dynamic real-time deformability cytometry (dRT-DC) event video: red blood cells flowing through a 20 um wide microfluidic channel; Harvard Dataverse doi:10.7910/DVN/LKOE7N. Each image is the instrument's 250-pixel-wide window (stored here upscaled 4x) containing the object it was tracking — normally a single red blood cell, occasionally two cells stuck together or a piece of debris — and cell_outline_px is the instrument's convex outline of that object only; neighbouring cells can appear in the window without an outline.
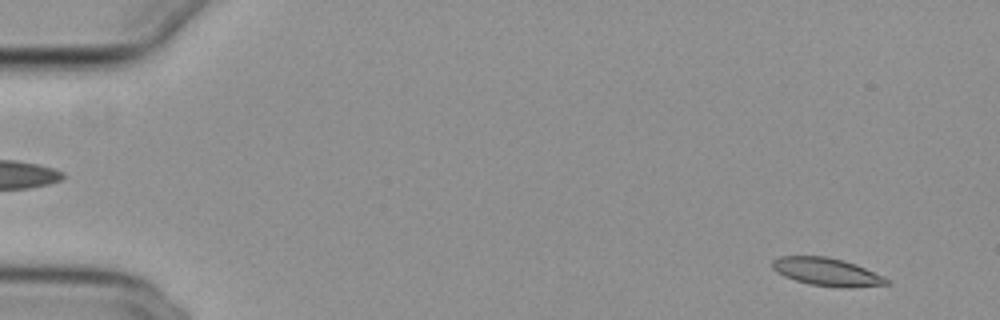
{"species": "common noctule bat (a hibernating species)", "species_latin": "Nyctalus noctula", "temperature_condition": "cold", "stored_images_in_passage": 54, "camera_frame_rate_fps": 3000, "um_per_image_px": 0.085, "animal": {"sex": "female", "body_mass_g": 29.2, "forearm_length_mm": 56.3}, "frame": {"image": 1, "passage_image": 4, "time_ms": 1.0, "image_size_px": [1000, 320], "cell_outline_px": [[892, 284], [852, 288], [840, 288], [808, 284], [784, 276], [776, 272], [772, 268], [772, 260], [780, 256], [828, 256], [844, 260], [856, 264], [884, 276]], "centroid_in_image_um": [70.31, 23.12], "position_along_channel_um": 14.7, "area_um2": 18.9}}
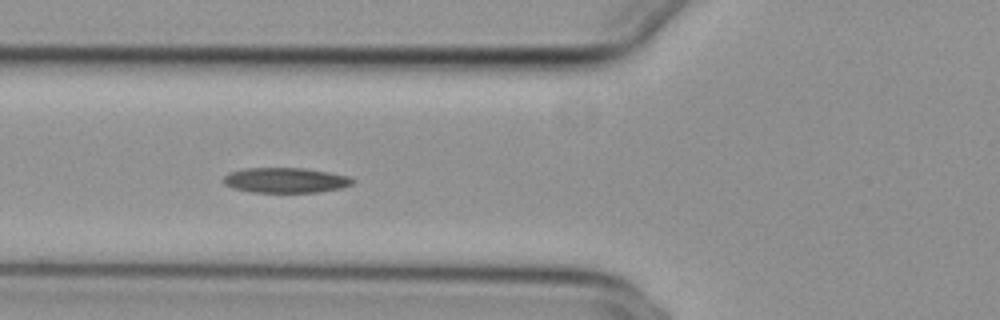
{"frame": {"image": 2, "passage_image": 21, "time_ms": 6.667, "image_size_px": [1000, 320], "cell_outline_px": [[356, 180], [352, 184], [340, 188], [320, 192], [252, 192], [232, 188], [224, 184], [224, 176], [228, 172], [244, 168], [304, 168], [328, 172], [348, 176]], "centroid_in_image_um": [24.25, 15.32], "position_along_channel_um": 101.5, "area_um2": 18.96}}
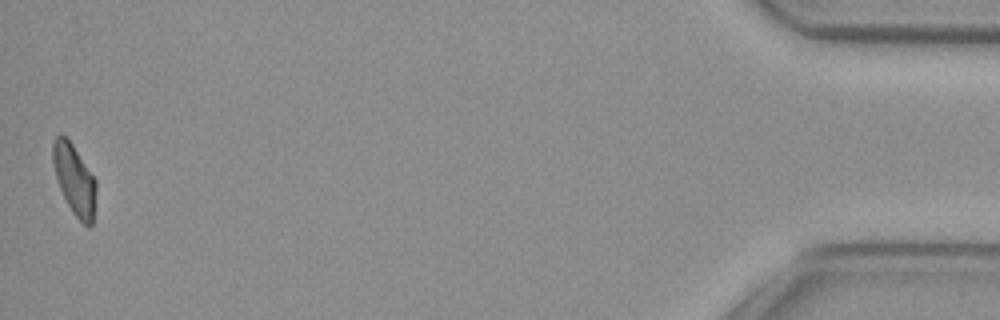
{"frame": {"image": 3, "passage_image": 54, "time_ms": 17.667, "image_size_px": [1000, 320], "cell_outline_px": [[96, 192], [92, 224], [88, 228], [72, 212], [60, 188], [56, 176], [52, 160], [52, 144], [56, 136], [64, 136], [72, 144], [96, 180]], "centroid_in_image_um": [6.33, 15.28], "position_along_channel_um": 428.9, "area_um2": 17.34}, "authors_computed_cell_mechanics": {"area_um2": 18.785, "velocity_mm_per_s": 3.8257, "shape_relaxation_time_tau1_ms": 9.7857, "shape_relaxation_time_tau2_ms": 8.5676, "deformation_change_tau1": 0.2006, "deformation_change_tau2": 0.1509}}